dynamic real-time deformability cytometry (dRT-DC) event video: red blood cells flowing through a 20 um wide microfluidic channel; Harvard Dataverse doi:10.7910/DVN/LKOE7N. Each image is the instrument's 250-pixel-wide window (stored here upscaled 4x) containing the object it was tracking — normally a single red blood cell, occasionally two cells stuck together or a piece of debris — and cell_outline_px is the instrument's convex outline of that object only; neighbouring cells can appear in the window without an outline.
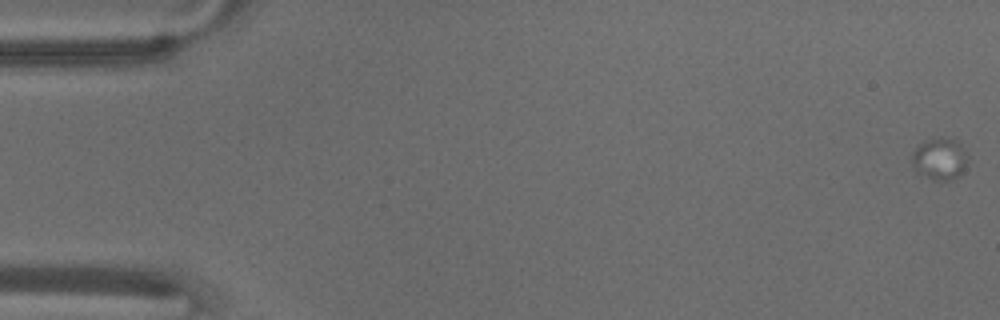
{"species": "common noctule bat (a hibernating species)", "species_latin": "Nyctalus noctula", "temperature_condition": "warm", "stored_images_in_passage": 12, "camera_frame_rate_fps": 3000, "um_per_image_px": 0.085, "animal": {"sex": "male", "body_mass_g": 18.8}, "frame": {"image": 1, "passage_image": 1, "time_ms": 0.0, "image_size_px": [1000, 320], "cell_outline_px": [[968, 160], [964, 168], [956, 176], [948, 180], [936, 180], [916, 172], [912, 160], [912, 152], [924, 140], [940, 136], [956, 140], [960, 144], [968, 156]], "centroid_in_image_um": [79.87, 13.46], "position_along_channel_um": 5.1, "area_um2": 13.47}}